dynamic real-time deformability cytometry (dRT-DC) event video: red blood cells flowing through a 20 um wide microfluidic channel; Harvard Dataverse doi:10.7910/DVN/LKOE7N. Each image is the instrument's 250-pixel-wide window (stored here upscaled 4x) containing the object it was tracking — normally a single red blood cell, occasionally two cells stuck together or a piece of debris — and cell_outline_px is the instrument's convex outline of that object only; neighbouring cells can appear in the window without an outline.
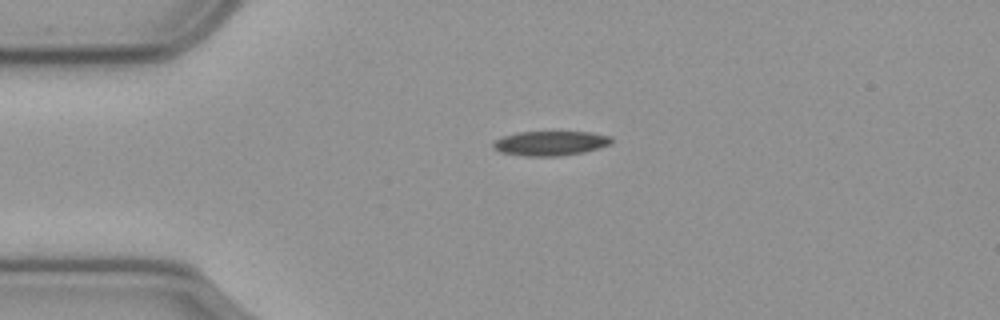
{"species": "common noctule bat (a hibernating species)", "species_latin": "Nyctalus noctula", "temperature_condition": "cold", "stored_images_in_passage": 45, "camera_frame_rate_fps": 3000, "um_per_image_px": 0.085, "animal": {"sex": "male", "body_mass_g": 23.1, "forearm_length_mm": 52.7}, "frame": {"image": 1, "passage_image": 1, "time_ms": 0.0, "image_size_px": [1000, 320], "cell_outline_px": [[612, 144], [584, 152], [560, 156], [524, 156], [500, 152], [492, 144], [496, 140], [504, 136], [516, 132], [592, 132], [612, 136]], "centroid_in_image_um": [46.83, 12.17], "position_along_channel_um": 38.2, "area_um2": 16.94}}
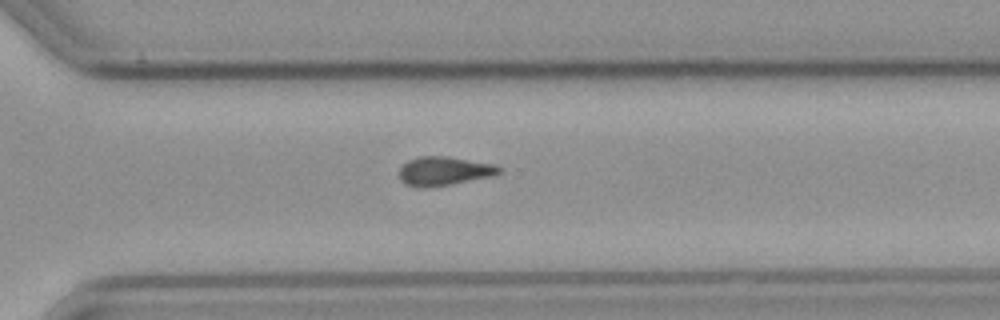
{"frame": {"image": 2, "passage_image": 28, "time_ms": 9.0, "image_size_px": [1000, 320], "cell_outline_px": [[500, 172], [492, 176], [452, 184], [424, 188], [420, 188], [404, 184], [400, 180], [400, 168], [408, 160], [420, 156], [448, 156], [496, 164], [500, 168]], "centroid_in_image_um": [37.73, 14.54], "position_along_channel_um": 332.9, "area_um2": 16.88}}
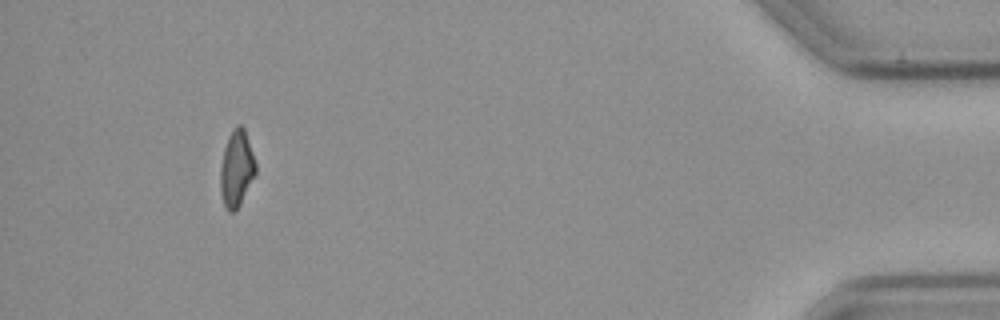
{"frame": {"image": 3, "passage_image": 41, "time_ms": 13.333, "image_size_px": [1000, 320], "cell_outline_px": [[256, 172], [240, 204], [232, 212], [228, 212], [224, 204], [220, 192], [220, 168], [224, 148], [228, 136], [236, 124], [240, 124], [244, 128], [256, 164]], "centroid_in_image_um": [20.09, 14.31], "position_along_channel_um": 415.1, "area_um2": 15.55}}